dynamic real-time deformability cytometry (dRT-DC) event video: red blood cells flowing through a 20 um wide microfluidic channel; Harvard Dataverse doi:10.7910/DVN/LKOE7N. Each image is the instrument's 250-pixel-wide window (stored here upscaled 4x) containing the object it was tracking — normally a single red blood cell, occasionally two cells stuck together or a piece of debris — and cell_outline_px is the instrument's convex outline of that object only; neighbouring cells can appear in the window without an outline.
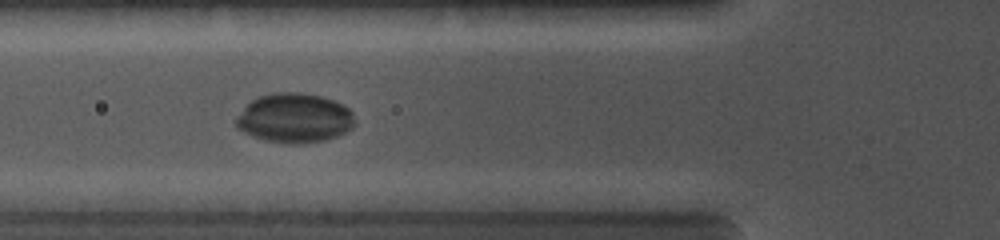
{"species": "common noctule bat (a hibernating species)", "species_latin": "Nyctalus noctula", "temperature_condition": "cold", "stored_images_in_passage": 3, "camera_frame_rate_fps": 5000, "um_per_image_px": 0.085, "animal": {"sex": "female", "body_mass_g": 19.0, "forearm_length_mm": 56.7}, "frame": {"image": 1, "passage_image": 2, "time_ms": 0.6, "image_size_px": [1000, 240], "cell_outline_px": [[356, 124], [352, 128], [336, 136], [324, 140], [300, 144], [288, 144], [264, 140], [244, 132], [236, 128], [236, 116], [252, 100], [260, 96], [272, 92], [300, 92], [320, 96], [344, 104], [352, 112]], "centroid_in_image_um": [25.04, 10.03], "position_along_channel_um": 100.8, "area_um2": 34.28}}